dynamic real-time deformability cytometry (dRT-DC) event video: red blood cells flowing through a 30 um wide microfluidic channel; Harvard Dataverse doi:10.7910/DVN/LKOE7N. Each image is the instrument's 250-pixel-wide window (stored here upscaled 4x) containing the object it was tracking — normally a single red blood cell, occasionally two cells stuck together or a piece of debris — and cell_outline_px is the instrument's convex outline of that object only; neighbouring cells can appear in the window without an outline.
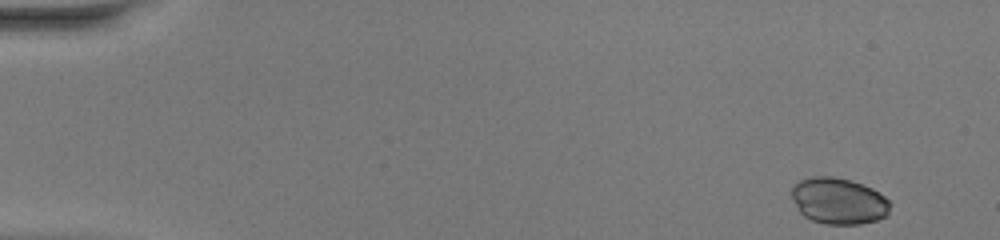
{"species": "common noctule bat (a hibernating species)", "species_latin": "Nyctalus noctula", "temperature_condition": "warm", "stored_images_in_passage": 47, "camera_frame_rate_fps": 3000, "um_per_image_px": 0.085, "animal": {"sex": "female", "body_mass_g": 20.0, "forearm_length_mm": 54.0}, "frame": {"image": 1, "passage_image": 1, "time_ms": 0.0, "image_size_px": [1000, 240], "cell_outline_px": [[892, 204], [888, 216], [876, 220], [860, 224], [824, 224], [812, 220], [804, 216], [800, 212], [792, 200], [792, 188], [800, 180], [812, 176], [832, 176], [852, 180], [872, 188], [884, 196]], "centroid_in_image_um": [71.31, 17.08], "position_along_channel_um": 13.7, "area_um2": 26.82}}
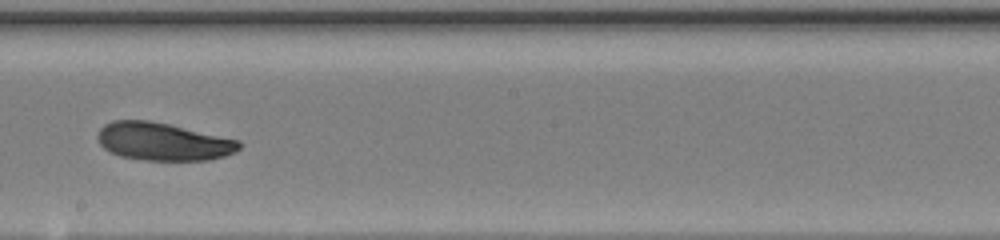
{"frame": {"image": 2, "passage_image": 27, "time_ms": 8.667, "image_size_px": [1000, 240], "cell_outline_px": [[240, 148], [236, 152], [224, 156], [208, 160], [148, 160], [120, 156], [104, 148], [100, 144], [96, 136], [100, 128], [104, 124], [112, 120], [148, 120], [168, 124], [240, 140]], "centroid_in_image_um": [13.85, 12.03], "position_along_channel_um": 234.4, "area_um2": 31.1}}
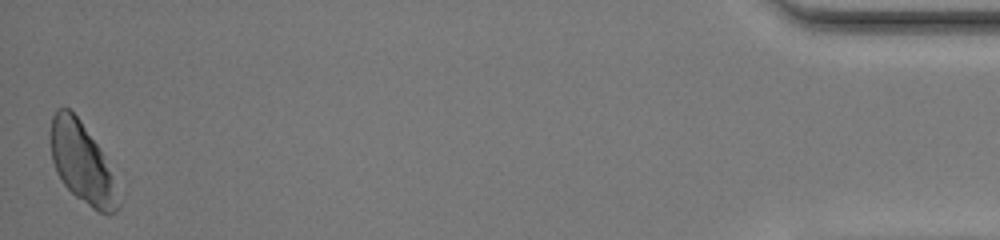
{"frame": {"image": 3, "passage_image": 47, "time_ms": 15.333, "image_size_px": [1000, 240], "cell_outline_px": [[124, 196], [120, 208], [116, 212], [108, 216], [92, 208], [76, 196], [64, 184], [56, 172], [52, 160], [52, 116], [56, 108], [68, 108], [80, 120], [100, 148]], "centroid_in_image_um": [7.08, 13.94], "position_along_channel_um": 428.1, "area_um2": 32.02}}